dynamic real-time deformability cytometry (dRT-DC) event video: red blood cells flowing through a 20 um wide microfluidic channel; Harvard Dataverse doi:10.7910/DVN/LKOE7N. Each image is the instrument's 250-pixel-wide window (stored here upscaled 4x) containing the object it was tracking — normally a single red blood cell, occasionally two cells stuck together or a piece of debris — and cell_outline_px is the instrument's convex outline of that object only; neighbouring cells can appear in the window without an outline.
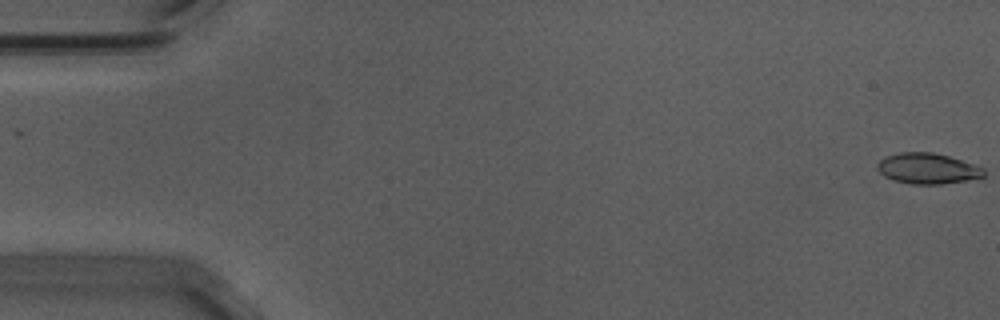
{"species": "Egyptian fruit bat (a non-hibernating species)", "species_latin": "Rousettus aegyptiacus", "temperature_condition": "warm", "stored_images_in_passage": 55, "camera_frame_rate_fps": 3000, "um_per_image_px": 0.085, "animal": {"sex": "male"}, "frame": {"image": 1, "passage_image": 1, "time_ms": 0.0, "image_size_px": [1000, 320], "cell_outline_px": [[984, 176], [964, 180], [940, 184], [912, 184], [892, 180], [884, 176], [876, 168], [876, 164], [884, 156], [900, 152], [932, 152], [948, 156], [984, 168]], "centroid_in_image_um": [78.77, 14.31], "position_along_channel_um": 6.2, "area_um2": 18.9}}
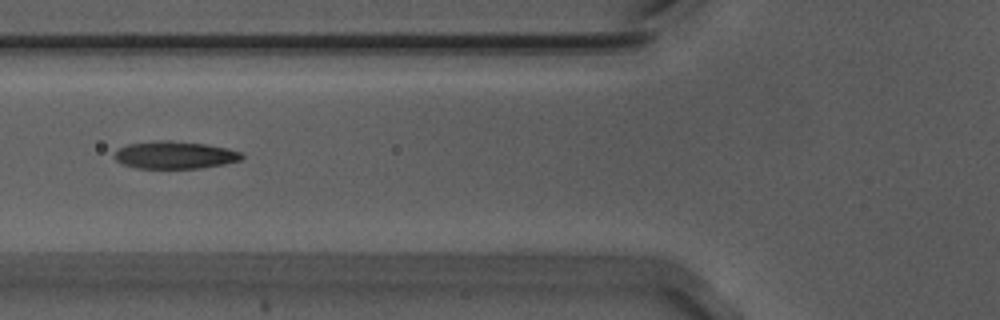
{"frame": {"image": 2, "passage_image": 22, "time_ms": 7.0, "image_size_px": [1000, 320], "cell_outline_px": [[244, 156], [240, 160], [224, 164], [204, 168], [136, 168], [124, 164], [116, 160], [112, 156], [120, 148], [128, 144], [160, 140], [168, 140], [208, 144], [228, 148], [240, 152]], "centroid_in_image_um": [14.88, 13.17], "position_along_channel_um": 110.9, "area_um2": 20.4}}
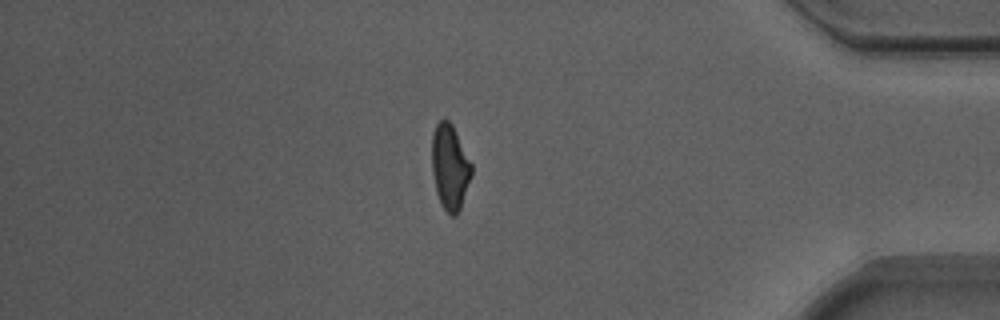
{"frame": {"image": 3, "passage_image": 48, "time_ms": 15.667, "image_size_px": [1000, 320], "cell_outline_px": [[472, 172], [460, 208], [456, 216], [452, 216], [440, 204], [436, 192], [432, 172], [432, 132], [436, 124], [440, 120], [448, 120], [452, 124], [472, 164]], "centroid_in_image_um": [38.22, 14.19], "position_along_channel_um": 397.0, "area_um2": 19.54}, "authors_computed_cell_mechanics": {"area_um2": 19.8254, "velocity_mm_per_s": 3.712, "shape_relaxation_time_tau1_ms": 5.2683, "shape_relaxation_time_tau2_ms": 1.9592, "deformation_change_tau1": 0.2095, "deformation_change_tau2": 0.0997}}